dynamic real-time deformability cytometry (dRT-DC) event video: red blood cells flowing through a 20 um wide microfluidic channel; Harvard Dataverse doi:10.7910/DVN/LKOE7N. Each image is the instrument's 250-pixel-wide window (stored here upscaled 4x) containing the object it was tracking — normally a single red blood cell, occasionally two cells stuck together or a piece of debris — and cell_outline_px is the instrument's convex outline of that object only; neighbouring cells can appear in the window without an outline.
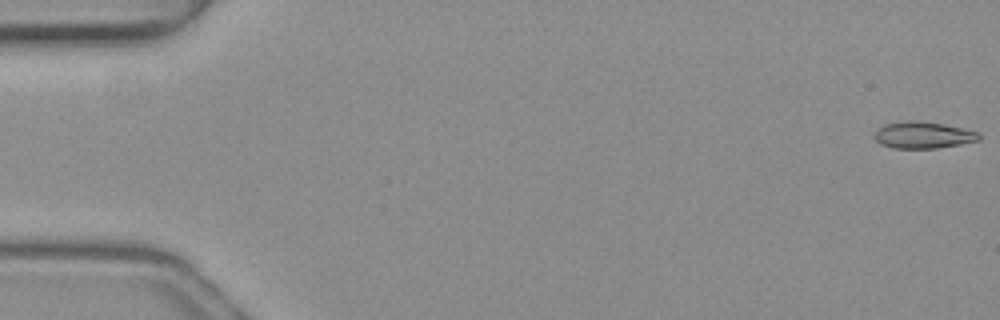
{"species": "common noctule bat (a hibernating species)", "species_latin": "Nyctalus noctula", "temperature_condition": "warm", "stored_images_in_passage": 51, "camera_frame_rate_fps": 3000, "um_per_image_px": 0.085, "animal": {"sex": "female", "body_mass_g": 19.3, "forearm_length_mm": 54.1}, "frame": {"image": 1, "passage_image": 1, "time_ms": 0.0, "image_size_px": [1000, 320], "cell_outline_px": [[980, 140], [960, 144], [936, 148], [892, 148], [880, 144], [872, 136], [876, 128], [884, 124], [912, 120], [944, 124], [976, 132], [980, 136]], "centroid_in_image_um": [78.38, 11.48], "position_along_channel_um": 6.6, "area_um2": 16.18}}
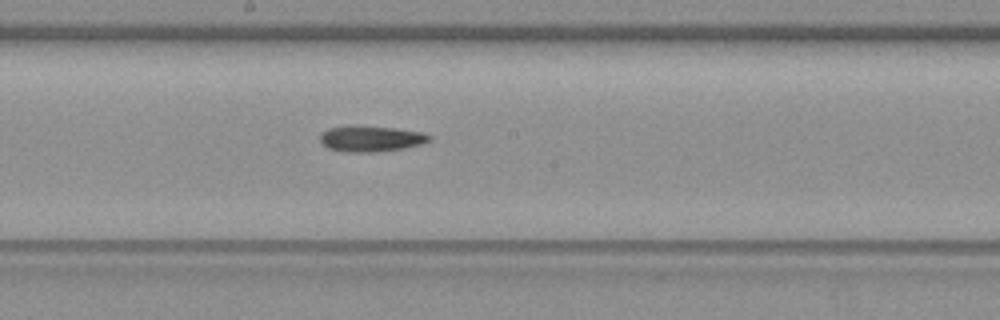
{"frame": {"image": 2, "passage_image": 28, "time_ms": 9.0, "image_size_px": [1000, 320], "cell_outline_px": [[432, 140], [420, 144], [404, 148], [372, 152], [344, 152], [328, 148], [320, 140], [320, 136], [328, 128], [396, 128], [424, 132], [432, 136]], "centroid_in_image_um": [31.61, 11.83], "position_along_channel_um": 216.6, "area_um2": 15.72}}
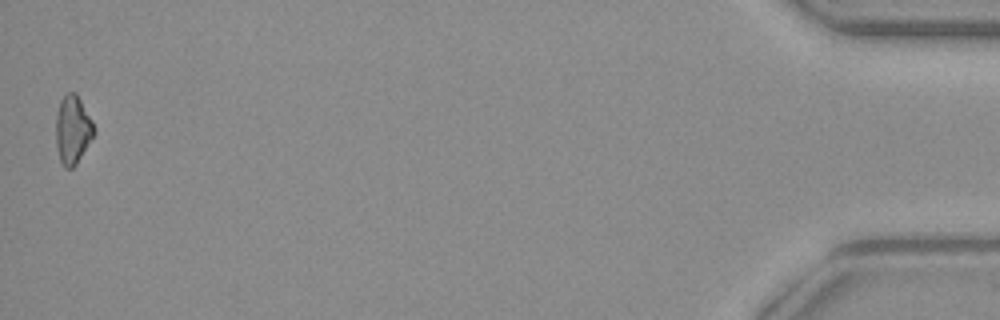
{"frame": {"image": 3, "passage_image": 51, "time_ms": 16.667, "image_size_px": [1000, 320], "cell_outline_px": [[96, 132], [76, 164], [72, 168], [64, 168], [60, 160], [56, 148], [56, 116], [60, 100], [68, 92], [76, 92], [92, 120], [96, 128]], "centroid_in_image_um": [6.18, 11.02], "position_along_channel_um": 429.0, "area_um2": 15.26}}